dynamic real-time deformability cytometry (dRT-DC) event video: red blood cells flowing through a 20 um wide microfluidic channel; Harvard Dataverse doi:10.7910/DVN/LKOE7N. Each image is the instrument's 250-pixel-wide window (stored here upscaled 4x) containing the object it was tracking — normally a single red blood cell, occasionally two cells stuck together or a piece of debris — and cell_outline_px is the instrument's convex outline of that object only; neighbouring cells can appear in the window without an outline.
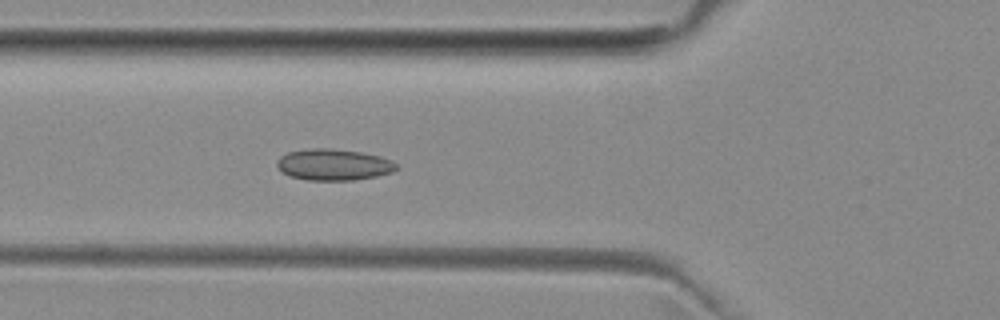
{"species": "common noctule bat (a hibernating species)", "species_latin": "Nyctalus noctula", "temperature_condition": "room temperature", "stored_images_in_passage": 6, "camera_frame_rate_fps": 3000, "um_per_image_px": 0.085, "animal": {"sex": "female", "body_mass_g": 29.2, "forearm_length_mm": 56.3}, "frame": {"image": 1, "passage_image": 6, "time_ms": 5.667, "image_size_px": [1000, 320], "cell_outline_px": [[400, 168], [392, 172], [376, 176], [352, 180], [308, 180], [288, 176], [280, 172], [276, 164], [276, 160], [280, 156], [288, 152], [312, 148], [328, 148], [360, 152], [380, 156], [392, 160]], "centroid_in_image_um": [28.33, 14.0], "position_along_channel_um": 97.5, "area_um2": 21.96}}